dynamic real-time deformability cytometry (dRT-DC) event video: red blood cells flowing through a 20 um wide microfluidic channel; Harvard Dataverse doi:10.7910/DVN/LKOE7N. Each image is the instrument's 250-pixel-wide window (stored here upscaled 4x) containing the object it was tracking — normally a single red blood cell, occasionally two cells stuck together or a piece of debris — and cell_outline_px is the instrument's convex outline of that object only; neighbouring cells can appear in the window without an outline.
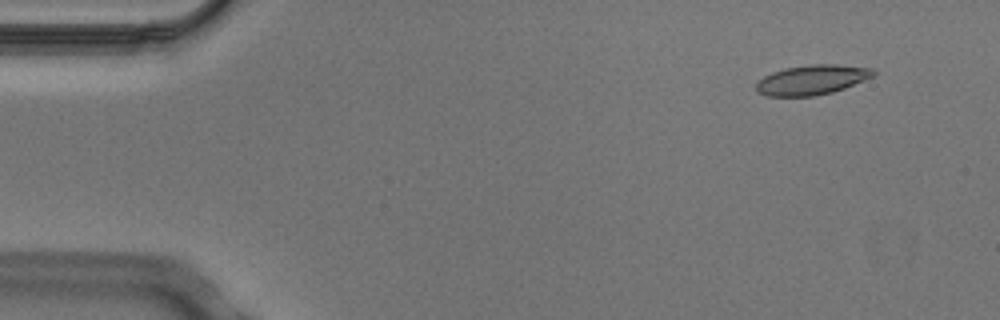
{"species": "Egyptian fruit bat (a non-hibernating species)", "species_latin": "Rousettus aegyptiacus", "temperature_condition": "cold", "stored_images_in_passage": 2, "camera_frame_rate_fps": 3000, "um_per_image_px": 0.085, "animal": {"sex": "male"}, "frame": {"image": 1, "passage_image": 2, "time_ms": 0.333, "image_size_px": [1000, 320], "cell_outline_px": [[876, 72], [872, 76], [864, 80], [844, 88], [832, 92], [812, 96], [768, 96], [756, 92], [756, 84], [764, 76], [772, 72], [784, 68], [808, 64], [836, 64], [872, 68]], "centroid_in_image_um": [68.99, 6.78], "position_along_channel_um": 16.0, "area_um2": 20.29}}